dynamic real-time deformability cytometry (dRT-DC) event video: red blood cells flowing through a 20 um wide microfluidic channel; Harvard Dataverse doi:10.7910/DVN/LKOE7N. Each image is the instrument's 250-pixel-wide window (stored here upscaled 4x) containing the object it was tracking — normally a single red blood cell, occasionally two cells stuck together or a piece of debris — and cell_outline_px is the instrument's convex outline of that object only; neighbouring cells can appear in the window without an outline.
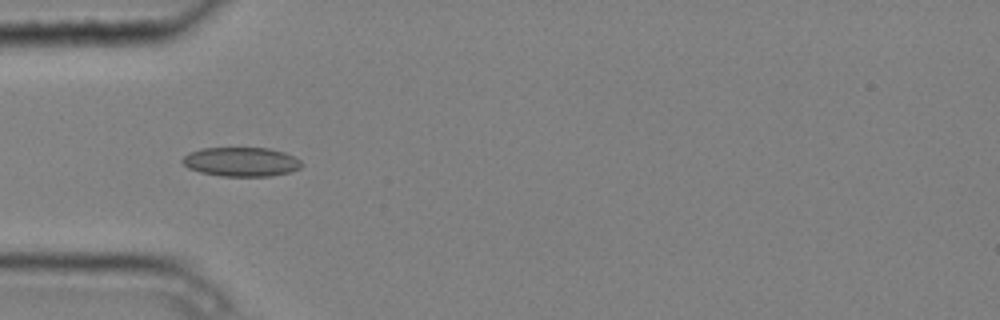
{"species": "common noctule bat (a hibernating species)", "species_latin": "Nyctalus noctula", "temperature_condition": "cold", "stored_images_in_passage": 3, "camera_frame_rate_fps": 3000, "um_per_image_px": 0.085, "animal": {"sex": "male", "body_mass_g": 20.4}, "frame": {"image": 1, "passage_image": 3, "time_ms": 0.667, "image_size_px": [1000, 320], "cell_outline_px": [[304, 164], [300, 168], [288, 172], [272, 176], [220, 176], [200, 172], [188, 168], [180, 160], [188, 152], [200, 148], [268, 148], [284, 152], [300, 160]], "centroid_in_image_um": [20.48, 13.75], "position_along_channel_um": 64.5, "area_um2": 20.35}}